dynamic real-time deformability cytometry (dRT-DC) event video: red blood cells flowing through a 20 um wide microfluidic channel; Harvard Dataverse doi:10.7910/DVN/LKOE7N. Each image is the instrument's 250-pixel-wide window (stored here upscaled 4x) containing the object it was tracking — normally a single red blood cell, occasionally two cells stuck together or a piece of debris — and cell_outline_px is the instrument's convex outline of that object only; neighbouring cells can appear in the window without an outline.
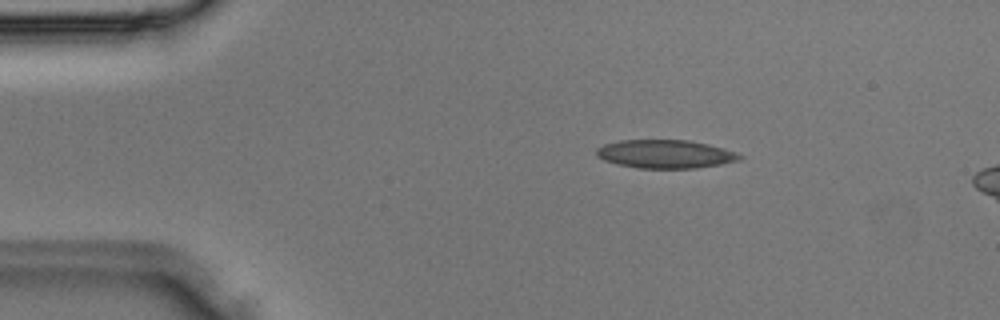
{"species": "Egyptian fruit bat (a non-hibernating species)", "species_latin": "Rousettus aegyptiacus", "temperature_condition": "room temperature", "stored_images_in_passage": 3, "camera_frame_rate_fps": 3000, "um_per_image_px": 0.085, "animal": {"sex": "male"}, "frame": {"image": 1, "passage_image": 1, "time_ms": 0.0, "image_size_px": [1000, 320], "cell_outline_px": [[744, 156], [740, 160], [720, 164], [696, 168], [640, 168], [616, 164], [604, 160], [596, 156], [596, 148], [604, 144], [620, 140], [688, 140], [708, 144], [724, 148], [736, 152]], "centroid_in_image_um": [56.55, 13.09], "position_along_channel_um": 28.5, "area_um2": 23.76}}